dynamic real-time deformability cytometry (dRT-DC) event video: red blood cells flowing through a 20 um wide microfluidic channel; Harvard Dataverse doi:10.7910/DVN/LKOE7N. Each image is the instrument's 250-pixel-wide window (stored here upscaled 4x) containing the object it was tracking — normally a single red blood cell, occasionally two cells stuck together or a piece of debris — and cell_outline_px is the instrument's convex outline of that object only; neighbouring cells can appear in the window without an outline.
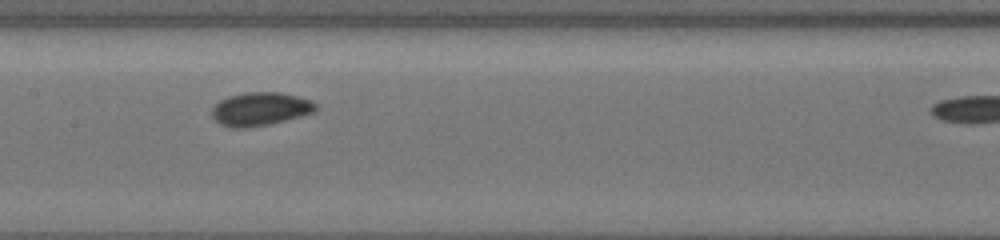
{"species": "common noctule bat (a hibernating species)", "species_latin": "Nyctalus noctula", "temperature_condition": "cold", "stored_images_in_passage": 9, "segment_of_instrument_passage": [1, 2], "camera_frame_rate_fps": 3000, "um_per_image_px": 0.085, "animal": {"sex": "female", "body_mass_g": 19.5, "forearm_length_mm": 54.1}, "frame": {"image": 1, "passage_image": 6, "time_ms": 5.333, "image_size_px": [1000, 240], "cell_outline_px": [[316, 108], [312, 112], [300, 116], [268, 124], [244, 128], [232, 128], [220, 124], [212, 116], [212, 108], [220, 100], [228, 96], [248, 92], [280, 92], [312, 100], [316, 104]], "centroid_in_image_um": [22.09, 9.26], "position_along_channel_um": 185.3, "area_um2": 19.94}}
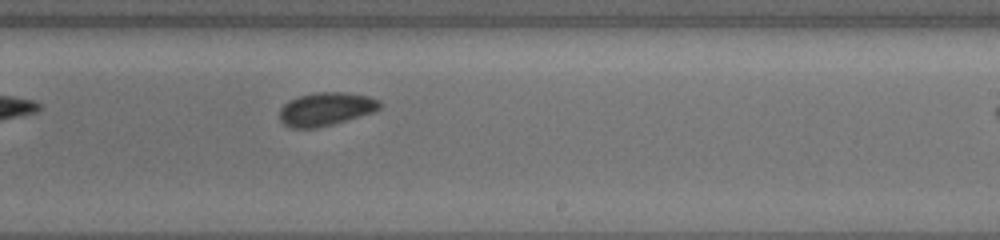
{"frame": {"image": 2, "passage_image": 8, "time_ms": 7.333, "image_size_px": [1000, 240], "cell_outline_px": [[384, 104], [380, 108], [372, 112], [332, 124], [316, 128], [292, 128], [284, 124], [280, 120], [280, 108], [288, 100], [300, 96], [316, 92], [348, 92], [368, 96], [380, 100]], "centroid_in_image_um": [27.71, 9.25], "position_along_channel_um": 261.3, "area_um2": 19.42}}